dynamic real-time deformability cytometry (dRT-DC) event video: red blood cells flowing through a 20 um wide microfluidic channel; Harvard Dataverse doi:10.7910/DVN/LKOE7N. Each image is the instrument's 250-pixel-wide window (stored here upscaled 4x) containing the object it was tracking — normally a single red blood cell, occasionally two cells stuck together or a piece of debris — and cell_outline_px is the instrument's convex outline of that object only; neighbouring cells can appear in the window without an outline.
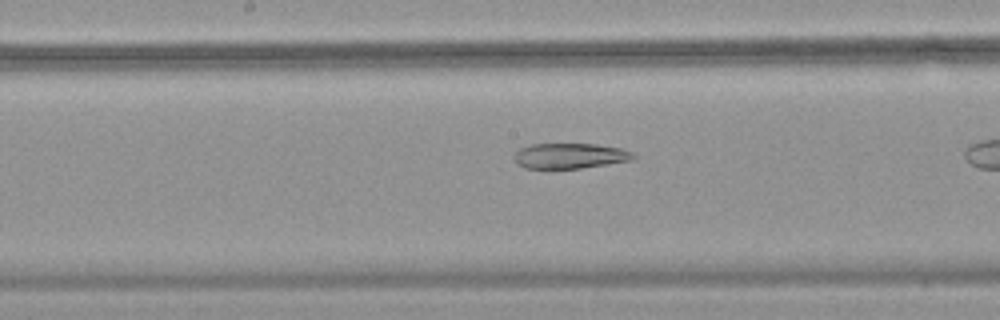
{"species": "common noctule bat (a hibernating species)", "species_latin": "Nyctalus noctula", "temperature_condition": "warm", "stored_images_in_passage": 20, "camera_frame_rate_fps": 3000, "um_per_image_px": 0.085, "animal": {"sex": "female", "body_mass_g": 18.4}, "frame": {"image": 1, "passage_image": 12, "time_ms": 3.667, "image_size_px": [1000, 320], "cell_outline_px": [[636, 156], [632, 160], [608, 164], [580, 168], [524, 168], [516, 164], [512, 160], [512, 156], [520, 148], [532, 144], [596, 144], [620, 148], [632, 152]], "centroid_in_image_um": [48.4, 13.25], "position_along_channel_um": 199.8, "area_um2": 17.69}}
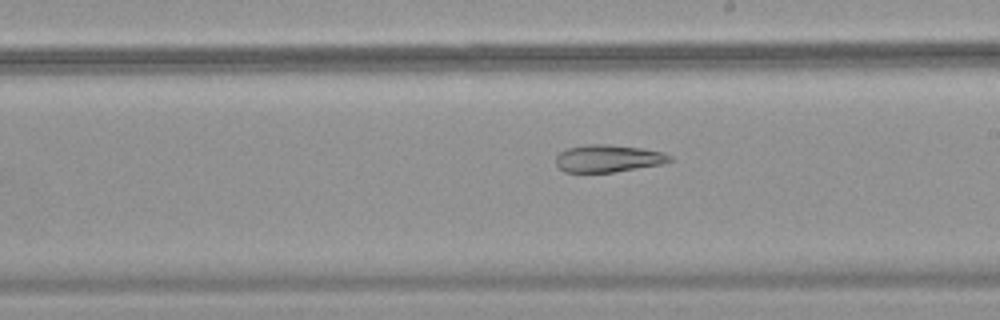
{"frame": {"image": 2, "passage_image": 15, "time_ms": 4.667, "image_size_px": [1000, 320], "cell_outline_px": [[672, 160], [660, 164], [612, 172], [564, 172], [556, 164], [556, 156], [560, 152], [568, 148], [588, 144], [608, 144], [640, 148], [664, 152], [672, 156]], "centroid_in_image_um": [51.68, 13.46], "position_along_channel_um": 237.3, "area_um2": 17.98}}